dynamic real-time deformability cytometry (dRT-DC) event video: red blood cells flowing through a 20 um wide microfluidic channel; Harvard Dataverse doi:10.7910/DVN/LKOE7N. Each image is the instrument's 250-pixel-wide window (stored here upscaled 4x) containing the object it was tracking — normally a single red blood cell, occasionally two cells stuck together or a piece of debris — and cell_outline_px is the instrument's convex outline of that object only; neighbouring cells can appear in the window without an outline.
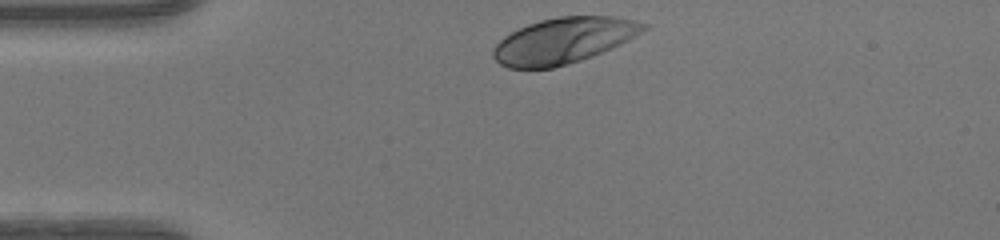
{"species": "human", "species_latin": "Homo sapiens", "temperature_condition": "warm", "stored_images_in_passage": 30, "camera_frame_rate_fps": 3000, "um_per_image_px": 0.085, "donor": {"sex": "female"}, "frame": {"image": 1, "passage_image": 1, "time_ms": 0.0, "image_size_px": [1000, 240], "cell_outline_px": [[648, 28], [628, 40], [620, 44], [592, 56], [580, 60], [552, 68], [508, 68], [500, 64], [492, 56], [492, 48], [504, 36], [528, 24], [540, 20], [560, 16], [612, 16], [632, 20], [648, 24]], "centroid_in_image_um": [47.88, 3.45], "position_along_channel_um": 37.1, "area_um2": 39.82}}
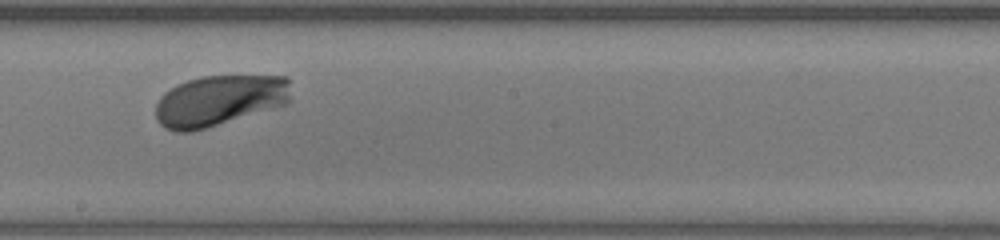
{"frame": {"image": 2, "passage_image": 18, "time_ms": 5.667, "image_size_px": [1000, 240], "cell_outline_px": [[292, 100], [288, 104], [192, 132], [176, 132], [164, 128], [156, 120], [156, 104], [160, 96], [164, 92], [176, 84], [200, 76], [288, 76]], "centroid_in_image_um": [18.64, 8.55], "position_along_channel_um": 229.6, "area_um2": 40.52}}
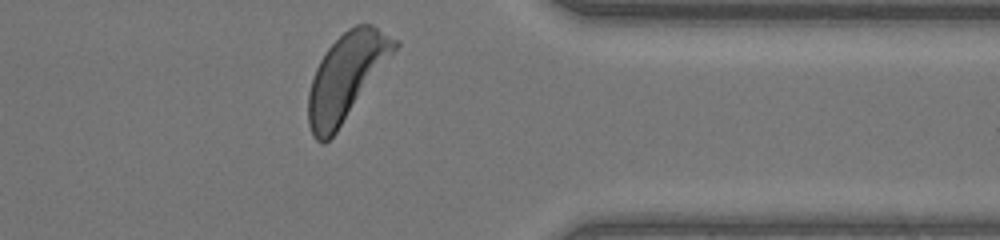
{"frame": {"image": 3, "passage_image": 30, "time_ms": 9.667, "image_size_px": [1000, 240], "cell_outline_px": [[400, 44], [336, 132], [324, 144], [320, 144], [312, 136], [308, 124], [308, 92], [316, 68], [320, 60], [328, 48], [348, 28], [356, 24], [372, 24], [400, 40]], "centroid_in_image_um": [29.43, 6.51], "position_along_channel_um": 382.0, "area_um2": 42.83}, "authors_computed_cell_mechanics": {"area_um2": 39.882, "velocity_mm_per_s": 4.0868, "shape_relaxation_time_tau1_ms": 1.0027, "shape_relaxation_time_tau2_ms": null, "deformation_change_tau1": 0.1081, "deformation_change_tau2": null}}